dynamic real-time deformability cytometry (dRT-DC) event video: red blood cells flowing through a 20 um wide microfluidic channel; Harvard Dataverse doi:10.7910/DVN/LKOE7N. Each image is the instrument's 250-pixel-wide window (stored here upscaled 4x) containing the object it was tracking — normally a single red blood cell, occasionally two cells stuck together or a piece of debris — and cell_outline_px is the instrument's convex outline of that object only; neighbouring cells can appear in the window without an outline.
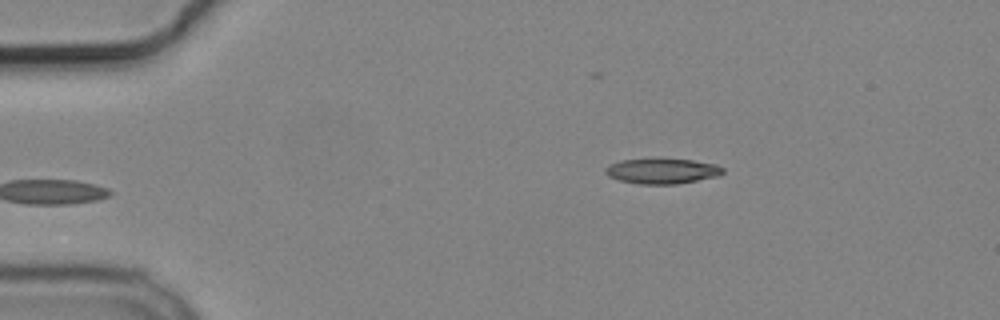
{"species": "common noctule bat (a hibernating species)", "species_latin": "Nyctalus noctula", "temperature_condition": "cold", "stored_images_in_passage": 4, "camera_frame_rate_fps": 3000, "um_per_image_px": 0.085, "animal": {"sex": "male", "body_mass_g": 19.2, "forearm_length_mm": 51.8}, "frame": {"image": 1, "passage_image": 4, "time_ms": 3.333, "image_size_px": [1000, 320], "cell_outline_px": [[724, 172], [716, 176], [676, 184], [636, 184], [616, 180], [608, 176], [604, 172], [604, 168], [612, 164], [624, 160], [692, 160], [716, 164], [724, 168]], "centroid_in_image_um": [56.25, 14.56], "position_along_channel_um": 28.7, "area_um2": 16.94}}